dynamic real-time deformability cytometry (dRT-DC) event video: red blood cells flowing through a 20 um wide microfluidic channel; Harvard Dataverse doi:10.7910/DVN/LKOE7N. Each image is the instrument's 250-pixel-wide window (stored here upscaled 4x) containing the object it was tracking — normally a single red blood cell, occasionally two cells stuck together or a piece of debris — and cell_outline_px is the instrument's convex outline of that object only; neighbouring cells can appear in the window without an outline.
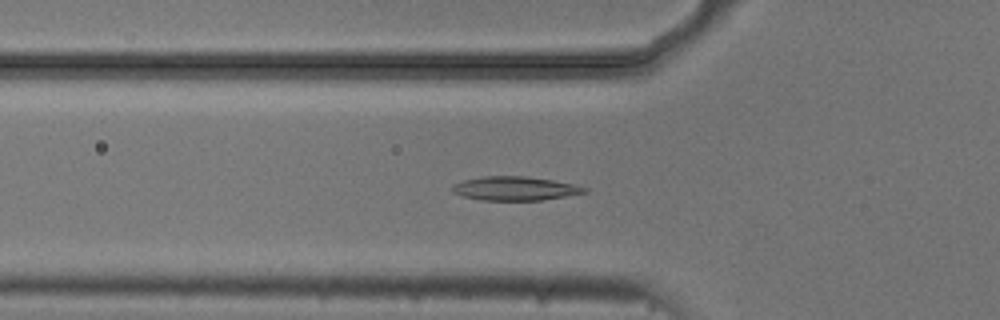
{"species": "common noctule bat (a hibernating species)", "species_latin": "Nyctalus noctula", "temperature_condition": "cold", "stored_images_in_passage": 53, "camera_frame_rate_fps": 3000, "um_per_image_px": 0.085, "animal": {"sex": "male", "body_mass_g": 20.5, "forearm_length_mm": 52.5}, "frame": {"image": 1, "passage_image": 17, "time_ms": 5.333, "image_size_px": [1000, 320], "cell_outline_px": [[588, 192], [540, 200], [480, 200], [464, 196], [452, 192], [452, 184], [464, 180], [484, 176], [524, 176], [552, 180], [576, 184], [588, 188]], "centroid_in_image_um": [43.78, 16.01], "position_along_channel_um": 82.0, "area_um2": 18.32}}
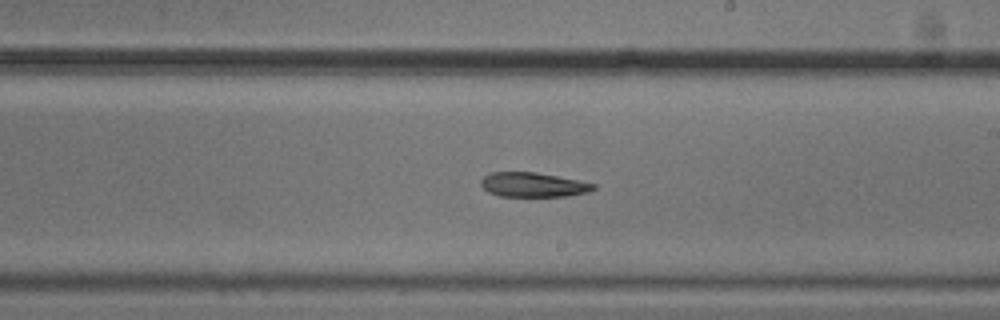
{"frame": {"image": 2, "passage_image": 30, "time_ms": 9.667, "image_size_px": [1000, 320], "cell_outline_px": [[596, 188], [588, 192], [568, 196], [500, 196], [488, 192], [480, 184], [480, 180], [484, 176], [492, 172], [536, 172], [596, 184]], "centroid_in_image_um": [45.3, 15.7], "position_along_channel_um": 243.7, "area_um2": 15.95}}
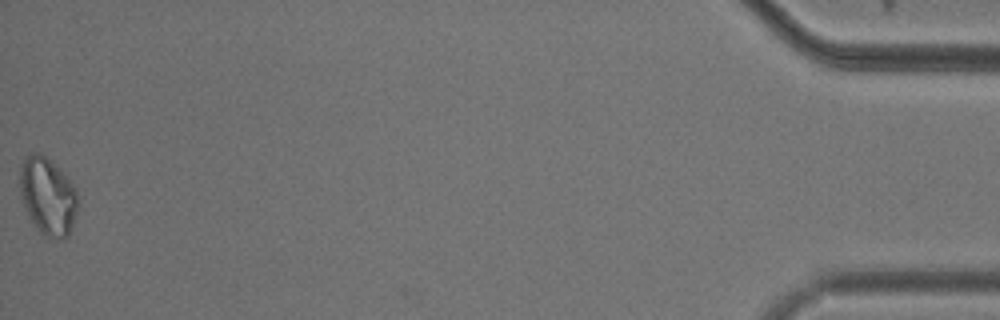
{"frame": {"image": 3, "passage_image": 53, "time_ms": 17.333, "image_size_px": [1000, 320], "cell_outline_px": [[80, 204], [76, 216], [68, 236], [64, 240], [44, 236], [40, 232], [32, 220], [24, 204], [20, 192], [20, 168], [24, 160], [32, 152], [40, 152], [76, 188]], "centroid_in_image_um": [4.1, 16.72], "position_along_channel_um": 431.1, "area_um2": 25.78}}